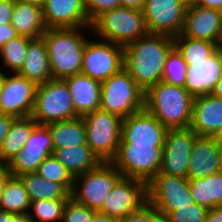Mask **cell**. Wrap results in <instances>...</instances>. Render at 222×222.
I'll use <instances>...</instances> for the list:
<instances>
[{
	"label": "cell",
	"mask_w": 222,
	"mask_h": 222,
	"mask_svg": "<svg viewBox=\"0 0 222 222\" xmlns=\"http://www.w3.org/2000/svg\"><path fill=\"white\" fill-rule=\"evenodd\" d=\"M173 47V37L156 33H147L124 46V68L144 92L162 80Z\"/></svg>",
	"instance_id": "obj_1"
},
{
	"label": "cell",
	"mask_w": 222,
	"mask_h": 222,
	"mask_svg": "<svg viewBox=\"0 0 222 222\" xmlns=\"http://www.w3.org/2000/svg\"><path fill=\"white\" fill-rule=\"evenodd\" d=\"M87 31L92 35V27L46 29L41 38L46 45L52 78L65 79L81 73L84 47L91 36Z\"/></svg>",
	"instance_id": "obj_2"
},
{
	"label": "cell",
	"mask_w": 222,
	"mask_h": 222,
	"mask_svg": "<svg viewBox=\"0 0 222 222\" xmlns=\"http://www.w3.org/2000/svg\"><path fill=\"white\" fill-rule=\"evenodd\" d=\"M193 101L184 87L160 81L145 91L144 109L167 129L189 128Z\"/></svg>",
	"instance_id": "obj_3"
},
{
	"label": "cell",
	"mask_w": 222,
	"mask_h": 222,
	"mask_svg": "<svg viewBox=\"0 0 222 222\" xmlns=\"http://www.w3.org/2000/svg\"><path fill=\"white\" fill-rule=\"evenodd\" d=\"M91 27L97 38L122 46L148 33L142 11L122 6L104 12Z\"/></svg>",
	"instance_id": "obj_4"
},
{
	"label": "cell",
	"mask_w": 222,
	"mask_h": 222,
	"mask_svg": "<svg viewBox=\"0 0 222 222\" xmlns=\"http://www.w3.org/2000/svg\"><path fill=\"white\" fill-rule=\"evenodd\" d=\"M38 125H47L79 117L72 102L65 79L51 78L37 85L33 110L30 115Z\"/></svg>",
	"instance_id": "obj_5"
},
{
	"label": "cell",
	"mask_w": 222,
	"mask_h": 222,
	"mask_svg": "<svg viewBox=\"0 0 222 222\" xmlns=\"http://www.w3.org/2000/svg\"><path fill=\"white\" fill-rule=\"evenodd\" d=\"M145 92L123 67L101 82L100 109L122 119L144 109Z\"/></svg>",
	"instance_id": "obj_6"
},
{
	"label": "cell",
	"mask_w": 222,
	"mask_h": 222,
	"mask_svg": "<svg viewBox=\"0 0 222 222\" xmlns=\"http://www.w3.org/2000/svg\"><path fill=\"white\" fill-rule=\"evenodd\" d=\"M87 145L101 162H111L121 141L122 118L97 109L84 115Z\"/></svg>",
	"instance_id": "obj_7"
},
{
	"label": "cell",
	"mask_w": 222,
	"mask_h": 222,
	"mask_svg": "<svg viewBox=\"0 0 222 222\" xmlns=\"http://www.w3.org/2000/svg\"><path fill=\"white\" fill-rule=\"evenodd\" d=\"M162 151L163 145L120 143L117 154L110 163L123 177L148 183L160 171Z\"/></svg>",
	"instance_id": "obj_8"
},
{
	"label": "cell",
	"mask_w": 222,
	"mask_h": 222,
	"mask_svg": "<svg viewBox=\"0 0 222 222\" xmlns=\"http://www.w3.org/2000/svg\"><path fill=\"white\" fill-rule=\"evenodd\" d=\"M122 177L110 162H102L96 169L74 177L70 196L89 209L99 211L105 196Z\"/></svg>",
	"instance_id": "obj_9"
},
{
	"label": "cell",
	"mask_w": 222,
	"mask_h": 222,
	"mask_svg": "<svg viewBox=\"0 0 222 222\" xmlns=\"http://www.w3.org/2000/svg\"><path fill=\"white\" fill-rule=\"evenodd\" d=\"M123 67L124 46L99 39L95 35L89 36L84 47L81 74L103 82Z\"/></svg>",
	"instance_id": "obj_10"
},
{
	"label": "cell",
	"mask_w": 222,
	"mask_h": 222,
	"mask_svg": "<svg viewBox=\"0 0 222 222\" xmlns=\"http://www.w3.org/2000/svg\"><path fill=\"white\" fill-rule=\"evenodd\" d=\"M147 202L165 217L179 207L194 203L189 179L165 173L156 174L147 183Z\"/></svg>",
	"instance_id": "obj_11"
},
{
	"label": "cell",
	"mask_w": 222,
	"mask_h": 222,
	"mask_svg": "<svg viewBox=\"0 0 222 222\" xmlns=\"http://www.w3.org/2000/svg\"><path fill=\"white\" fill-rule=\"evenodd\" d=\"M187 6L183 0H146L142 13L148 33L180 35Z\"/></svg>",
	"instance_id": "obj_12"
},
{
	"label": "cell",
	"mask_w": 222,
	"mask_h": 222,
	"mask_svg": "<svg viewBox=\"0 0 222 222\" xmlns=\"http://www.w3.org/2000/svg\"><path fill=\"white\" fill-rule=\"evenodd\" d=\"M147 203V183L136 178L122 177L105 196L99 212L122 219Z\"/></svg>",
	"instance_id": "obj_13"
},
{
	"label": "cell",
	"mask_w": 222,
	"mask_h": 222,
	"mask_svg": "<svg viewBox=\"0 0 222 222\" xmlns=\"http://www.w3.org/2000/svg\"><path fill=\"white\" fill-rule=\"evenodd\" d=\"M196 136L190 128L167 129L159 173L187 178Z\"/></svg>",
	"instance_id": "obj_14"
},
{
	"label": "cell",
	"mask_w": 222,
	"mask_h": 222,
	"mask_svg": "<svg viewBox=\"0 0 222 222\" xmlns=\"http://www.w3.org/2000/svg\"><path fill=\"white\" fill-rule=\"evenodd\" d=\"M37 85L18 73H7L0 92V113L15 118L29 117Z\"/></svg>",
	"instance_id": "obj_15"
},
{
	"label": "cell",
	"mask_w": 222,
	"mask_h": 222,
	"mask_svg": "<svg viewBox=\"0 0 222 222\" xmlns=\"http://www.w3.org/2000/svg\"><path fill=\"white\" fill-rule=\"evenodd\" d=\"M51 134L45 125H38L20 150L6 165L12 176L36 172L47 156L53 153Z\"/></svg>",
	"instance_id": "obj_16"
},
{
	"label": "cell",
	"mask_w": 222,
	"mask_h": 222,
	"mask_svg": "<svg viewBox=\"0 0 222 222\" xmlns=\"http://www.w3.org/2000/svg\"><path fill=\"white\" fill-rule=\"evenodd\" d=\"M183 36L222 44V12L215 9L188 4L185 22L181 33Z\"/></svg>",
	"instance_id": "obj_17"
},
{
	"label": "cell",
	"mask_w": 222,
	"mask_h": 222,
	"mask_svg": "<svg viewBox=\"0 0 222 222\" xmlns=\"http://www.w3.org/2000/svg\"><path fill=\"white\" fill-rule=\"evenodd\" d=\"M167 128L145 109L122 119L120 143L164 145Z\"/></svg>",
	"instance_id": "obj_18"
},
{
	"label": "cell",
	"mask_w": 222,
	"mask_h": 222,
	"mask_svg": "<svg viewBox=\"0 0 222 222\" xmlns=\"http://www.w3.org/2000/svg\"><path fill=\"white\" fill-rule=\"evenodd\" d=\"M47 29L91 27L83 0H47L42 6Z\"/></svg>",
	"instance_id": "obj_19"
},
{
	"label": "cell",
	"mask_w": 222,
	"mask_h": 222,
	"mask_svg": "<svg viewBox=\"0 0 222 222\" xmlns=\"http://www.w3.org/2000/svg\"><path fill=\"white\" fill-rule=\"evenodd\" d=\"M222 77V48L210 57L188 65L185 89L193 96L210 94Z\"/></svg>",
	"instance_id": "obj_20"
},
{
	"label": "cell",
	"mask_w": 222,
	"mask_h": 222,
	"mask_svg": "<svg viewBox=\"0 0 222 222\" xmlns=\"http://www.w3.org/2000/svg\"><path fill=\"white\" fill-rule=\"evenodd\" d=\"M222 127V99L211 94L194 97L189 128L197 135L215 136Z\"/></svg>",
	"instance_id": "obj_21"
},
{
	"label": "cell",
	"mask_w": 222,
	"mask_h": 222,
	"mask_svg": "<svg viewBox=\"0 0 222 222\" xmlns=\"http://www.w3.org/2000/svg\"><path fill=\"white\" fill-rule=\"evenodd\" d=\"M218 141L213 136L197 135L188 164L189 180L220 172Z\"/></svg>",
	"instance_id": "obj_22"
},
{
	"label": "cell",
	"mask_w": 222,
	"mask_h": 222,
	"mask_svg": "<svg viewBox=\"0 0 222 222\" xmlns=\"http://www.w3.org/2000/svg\"><path fill=\"white\" fill-rule=\"evenodd\" d=\"M69 86L75 112L79 117L100 109L101 82L84 74L65 78Z\"/></svg>",
	"instance_id": "obj_23"
},
{
	"label": "cell",
	"mask_w": 222,
	"mask_h": 222,
	"mask_svg": "<svg viewBox=\"0 0 222 222\" xmlns=\"http://www.w3.org/2000/svg\"><path fill=\"white\" fill-rule=\"evenodd\" d=\"M11 24L19 36L38 39L46 31L43 21L42 7L28 3L14 1Z\"/></svg>",
	"instance_id": "obj_24"
},
{
	"label": "cell",
	"mask_w": 222,
	"mask_h": 222,
	"mask_svg": "<svg viewBox=\"0 0 222 222\" xmlns=\"http://www.w3.org/2000/svg\"><path fill=\"white\" fill-rule=\"evenodd\" d=\"M18 74L36 85L44 84L52 78L47 49L42 38L33 39L29 43L25 61Z\"/></svg>",
	"instance_id": "obj_25"
},
{
	"label": "cell",
	"mask_w": 222,
	"mask_h": 222,
	"mask_svg": "<svg viewBox=\"0 0 222 222\" xmlns=\"http://www.w3.org/2000/svg\"><path fill=\"white\" fill-rule=\"evenodd\" d=\"M52 154L73 177L96 169L102 163L87 144L55 149Z\"/></svg>",
	"instance_id": "obj_26"
},
{
	"label": "cell",
	"mask_w": 222,
	"mask_h": 222,
	"mask_svg": "<svg viewBox=\"0 0 222 222\" xmlns=\"http://www.w3.org/2000/svg\"><path fill=\"white\" fill-rule=\"evenodd\" d=\"M45 126L51 134L54 150L87 144L85 123L82 117L53 122Z\"/></svg>",
	"instance_id": "obj_27"
},
{
	"label": "cell",
	"mask_w": 222,
	"mask_h": 222,
	"mask_svg": "<svg viewBox=\"0 0 222 222\" xmlns=\"http://www.w3.org/2000/svg\"><path fill=\"white\" fill-rule=\"evenodd\" d=\"M38 126L29 117L15 118L0 148V159L7 165L11 159L25 146L33 130Z\"/></svg>",
	"instance_id": "obj_28"
},
{
	"label": "cell",
	"mask_w": 222,
	"mask_h": 222,
	"mask_svg": "<svg viewBox=\"0 0 222 222\" xmlns=\"http://www.w3.org/2000/svg\"><path fill=\"white\" fill-rule=\"evenodd\" d=\"M189 189L195 203L207 209L222 206V171L189 180Z\"/></svg>",
	"instance_id": "obj_29"
},
{
	"label": "cell",
	"mask_w": 222,
	"mask_h": 222,
	"mask_svg": "<svg viewBox=\"0 0 222 222\" xmlns=\"http://www.w3.org/2000/svg\"><path fill=\"white\" fill-rule=\"evenodd\" d=\"M26 189L30 201L69 199L70 193L61 185L44 177L36 172L24 173L18 176Z\"/></svg>",
	"instance_id": "obj_30"
},
{
	"label": "cell",
	"mask_w": 222,
	"mask_h": 222,
	"mask_svg": "<svg viewBox=\"0 0 222 222\" xmlns=\"http://www.w3.org/2000/svg\"><path fill=\"white\" fill-rule=\"evenodd\" d=\"M31 201L18 176L7 178L0 201V210L13 214L28 213Z\"/></svg>",
	"instance_id": "obj_31"
},
{
	"label": "cell",
	"mask_w": 222,
	"mask_h": 222,
	"mask_svg": "<svg viewBox=\"0 0 222 222\" xmlns=\"http://www.w3.org/2000/svg\"><path fill=\"white\" fill-rule=\"evenodd\" d=\"M174 47L181 54L187 65L210 57L219 46L206 40L190 39L182 34L173 37Z\"/></svg>",
	"instance_id": "obj_32"
},
{
	"label": "cell",
	"mask_w": 222,
	"mask_h": 222,
	"mask_svg": "<svg viewBox=\"0 0 222 222\" xmlns=\"http://www.w3.org/2000/svg\"><path fill=\"white\" fill-rule=\"evenodd\" d=\"M33 39L25 36H17L0 48V60H3L4 69L8 72L18 73L23 66L26 50Z\"/></svg>",
	"instance_id": "obj_33"
},
{
	"label": "cell",
	"mask_w": 222,
	"mask_h": 222,
	"mask_svg": "<svg viewBox=\"0 0 222 222\" xmlns=\"http://www.w3.org/2000/svg\"><path fill=\"white\" fill-rule=\"evenodd\" d=\"M36 173L46 180L61 184L71 194L74 177L53 154L44 159Z\"/></svg>",
	"instance_id": "obj_34"
},
{
	"label": "cell",
	"mask_w": 222,
	"mask_h": 222,
	"mask_svg": "<svg viewBox=\"0 0 222 222\" xmlns=\"http://www.w3.org/2000/svg\"><path fill=\"white\" fill-rule=\"evenodd\" d=\"M68 199L36 200L30 204L29 216L34 222H61Z\"/></svg>",
	"instance_id": "obj_35"
},
{
	"label": "cell",
	"mask_w": 222,
	"mask_h": 222,
	"mask_svg": "<svg viewBox=\"0 0 222 222\" xmlns=\"http://www.w3.org/2000/svg\"><path fill=\"white\" fill-rule=\"evenodd\" d=\"M187 67L181 54L173 47L167 55L161 81L185 88Z\"/></svg>",
	"instance_id": "obj_36"
},
{
	"label": "cell",
	"mask_w": 222,
	"mask_h": 222,
	"mask_svg": "<svg viewBox=\"0 0 222 222\" xmlns=\"http://www.w3.org/2000/svg\"><path fill=\"white\" fill-rule=\"evenodd\" d=\"M208 209L197 203L179 207L166 218L167 222H205Z\"/></svg>",
	"instance_id": "obj_37"
},
{
	"label": "cell",
	"mask_w": 222,
	"mask_h": 222,
	"mask_svg": "<svg viewBox=\"0 0 222 222\" xmlns=\"http://www.w3.org/2000/svg\"><path fill=\"white\" fill-rule=\"evenodd\" d=\"M95 212L70 197L65 204L61 222H92Z\"/></svg>",
	"instance_id": "obj_38"
},
{
	"label": "cell",
	"mask_w": 222,
	"mask_h": 222,
	"mask_svg": "<svg viewBox=\"0 0 222 222\" xmlns=\"http://www.w3.org/2000/svg\"><path fill=\"white\" fill-rule=\"evenodd\" d=\"M120 222H167V218L147 202L140 209L120 219Z\"/></svg>",
	"instance_id": "obj_39"
},
{
	"label": "cell",
	"mask_w": 222,
	"mask_h": 222,
	"mask_svg": "<svg viewBox=\"0 0 222 222\" xmlns=\"http://www.w3.org/2000/svg\"><path fill=\"white\" fill-rule=\"evenodd\" d=\"M83 3L91 24L104 12L121 7L120 0H83Z\"/></svg>",
	"instance_id": "obj_40"
},
{
	"label": "cell",
	"mask_w": 222,
	"mask_h": 222,
	"mask_svg": "<svg viewBox=\"0 0 222 222\" xmlns=\"http://www.w3.org/2000/svg\"><path fill=\"white\" fill-rule=\"evenodd\" d=\"M14 0H0V25L10 24Z\"/></svg>",
	"instance_id": "obj_41"
},
{
	"label": "cell",
	"mask_w": 222,
	"mask_h": 222,
	"mask_svg": "<svg viewBox=\"0 0 222 222\" xmlns=\"http://www.w3.org/2000/svg\"><path fill=\"white\" fill-rule=\"evenodd\" d=\"M15 117L0 113V148Z\"/></svg>",
	"instance_id": "obj_42"
},
{
	"label": "cell",
	"mask_w": 222,
	"mask_h": 222,
	"mask_svg": "<svg viewBox=\"0 0 222 222\" xmlns=\"http://www.w3.org/2000/svg\"><path fill=\"white\" fill-rule=\"evenodd\" d=\"M18 34L13 28L12 24L0 25V48L10 41L11 39L17 37Z\"/></svg>",
	"instance_id": "obj_43"
},
{
	"label": "cell",
	"mask_w": 222,
	"mask_h": 222,
	"mask_svg": "<svg viewBox=\"0 0 222 222\" xmlns=\"http://www.w3.org/2000/svg\"><path fill=\"white\" fill-rule=\"evenodd\" d=\"M191 4L219 10L222 12V0H194Z\"/></svg>",
	"instance_id": "obj_44"
},
{
	"label": "cell",
	"mask_w": 222,
	"mask_h": 222,
	"mask_svg": "<svg viewBox=\"0 0 222 222\" xmlns=\"http://www.w3.org/2000/svg\"><path fill=\"white\" fill-rule=\"evenodd\" d=\"M205 222H222V206L208 209Z\"/></svg>",
	"instance_id": "obj_45"
},
{
	"label": "cell",
	"mask_w": 222,
	"mask_h": 222,
	"mask_svg": "<svg viewBox=\"0 0 222 222\" xmlns=\"http://www.w3.org/2000/svg\"><path fill=\"white\" fill-rule=\"evenodd\" d=\"M146 0H120L122 7L132 8L142 11Z\"/></svg>",
	"instance_id": "obj_46"
},
{
	"label": "cell",
	"mask_w": 222,
	"mask_h": 222,
	"mask_svg": "<svg viewBox=\"0 0 222 222\" xmlns=\"http://www.w3.org/2000/svg\"><path fill=\"white\" fill-rule=\"evenodd\" d=\"M92 222H120V219L112 218L104 213L96 211L93 214Z\"/></svg>",
	"instance_id": "obj_47"
},
{
	"label": "cell",
	"mask_w": 222,
	"mask_h": 222,
	"mask_svg": "<svg viewBox=\"0 0 222 222\" xmlns=\"http://www.w3.org/2000/svg\"><path fill=\"white\" fill-rule=\"evenodd\" d=\"M10 222H34L28 213H10Z\"/></svg>",
	"instance_id": "obj_48"
},
{
	"label": "cell",
	"mask_w": 222,
	"mask_h": 222,
	"mask_svg": "<svg viewBox=\"0 0 222 222\" xmlns=\"http://www.w3.org/2000/svg\"><path fill=\"white\" fill-rule=\"evenodd\" d=\"M10 175L11 174L8 172L6 167L0 172V201H1V195L3 193V189L6 184L7 178Z\"/></svg>",
	"instance_id": "obj_49"
},
{
	"label": "cell",
	"mask_w": 222,
	"mask_h": 222,
	"mask_svg": "<svg viewBox=\"0 0 222 222\" xmlns=\"http://www.w3.org/2000/svg\"><path fill=\"white\" fill-rule=\"evenodd\" d=\"M212 96L222 99V77L215 84L213 90L210 93Z\"/></svg>",
	"instance_id": "obj_50"
},
{
	"label": "cell",
	"mask_w": 222,
	"mask_h": 222,
	"mask_svg": "<svg viewBox=\"0 0 222 222\" xmlns=\"http://www.w3.org/2000/svg\"><path fill=\"white\" fill-rule=\"evenodd\" d=\"M14 1L28 2V3L42 7L46 3L47 0H14Z\"/></svg>",
	"instance_id": "obj_51"
},
{
	"label": "cell",
	"mask_w": 222,
	"mask_h": 222,
	"mask_svg": "<svg viewBox=\"0 0 222 222\" xmlns=\"http://www.w3.org/2000/svg\"><path fill=\"white\" fill-rule=\"evenodd\" d=\"M0 222H10V213L0 210Z\"/></svg>",
	"instance_id": "obj_52"
},
{
	"label": "cell",
	"mask_w": 222,
	"mask_h": 222,
	"mask_svg": "<svg viewBox=\"0 0 222 222\" xmlns=\"http://www.w3.org/2000/svg\"><path fill=\"white\" fill-rule=\"evenodd\" d=\"M6 74H7V71L5 73L4 70L2 69V67H0V92H1L3 84L5 82Z\"/></svg>",
	"instance_id": "obj_53"
},
{
	"label": "cell",
	"mask_w": 222,
	"mask_h": 222,
	"mask_svg": "<svg viewBox=\"0 0 222 222\" xmlns=\"http://www.w3.org/2000/svg\"><path fill=\"white\" fill-rule=\"evenodd\" d=\"M218 151H219L220 168L222 171V142H218Z\"/></svg>",
	"instance_id": "obj_54"
},
{
	"label": "cell",
	"mask_w": 222,
	"mask_h": 222,
	"mask_svg": "<svg viewBox=\"0 0 222 222\" xmlns=\"http://www.w3.org/2000/svg\"><path fill=\"white\" fill-rule=\"evenodd\" d=\"M214 138H215L218 142H222V127L219 129V131H218L217 134L214 136Z\"/></svg>",
	"instance_id": "obj_55"
},
{
	"label": "cell",
	"mask_w": 222,
	"mask_h": 222,
	"mask_svg": "<svg viewBox=\"0 0 222 222\" xmlns=\"http://www.w3.org/2000/svg\"><path fill=\"white\" fill-rule=\"evenodd\" d=\"M6 167V164L0 159V172Z\"/></svg>",
	"instance_id": "obj_56"
},
{
	"label": "cell",
	"mask_w": 222,
	"mask_h": 222,
	"mask_svg": "<svg viewBox=\"0 0 222 222\" xmlns=\"http://www.w3.org/2000/svg\"><path fill=\"white\" fill-rule=\"evenodd\" d=\"M185 1L187 4H191L194 0H183Z\"/></svg>",
	"instance_id": "obj_57"
}]
</instances>
